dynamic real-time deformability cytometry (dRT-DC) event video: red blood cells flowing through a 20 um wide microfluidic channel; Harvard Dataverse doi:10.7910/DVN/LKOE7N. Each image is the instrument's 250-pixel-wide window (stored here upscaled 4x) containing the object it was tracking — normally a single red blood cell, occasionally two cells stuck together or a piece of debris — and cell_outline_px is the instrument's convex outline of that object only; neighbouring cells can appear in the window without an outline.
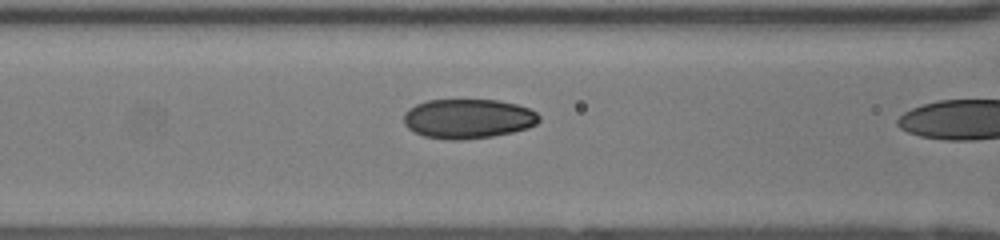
{"species": "human", "species_latin": "Homo sapiens", "temperature_condition": "room temperature", "stored_images_in_passage": 23, "camera_frame_rate_fps": 3000, "um_per_image_px": 0.085, "donor": {"sex": "female"}, "frame": {"image": 1, "passage_image": 22, "time_ms": 7.0, "image_size_px": [1000, 240], "cell_outline_px": [[540, 120], [536, 124], [528, 128], [512, 132], [492, 136], [464, 140], [448, 140], [424, 136], [408, 128], [404, 124], [404, 112], [408, 108], [416, 104], [428, 100], [500, 100], [516, 104], [528, 108], [536, 112], [540, 116]], "centroid_in_image_um": [39.78, 10.09], "position_along_channel_um": 126.8, "area_um2": 31.33}}